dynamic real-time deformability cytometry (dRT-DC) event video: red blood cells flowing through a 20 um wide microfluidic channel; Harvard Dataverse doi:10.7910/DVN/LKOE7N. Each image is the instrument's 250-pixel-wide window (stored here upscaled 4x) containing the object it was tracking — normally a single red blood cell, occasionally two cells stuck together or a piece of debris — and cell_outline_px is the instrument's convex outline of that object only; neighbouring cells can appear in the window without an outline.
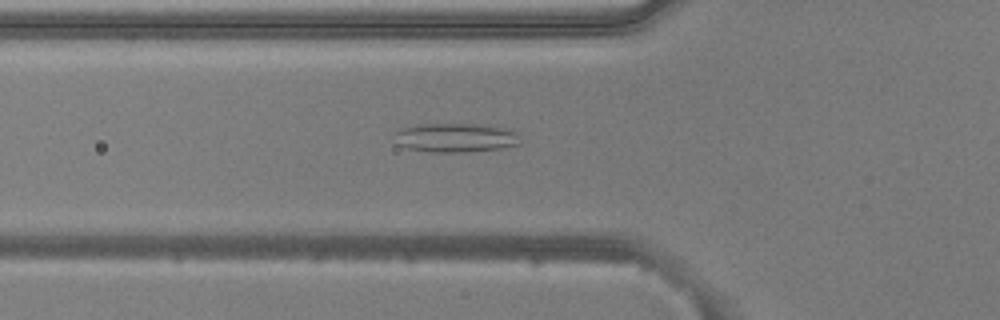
{"species": "common noctule bat (a hibernating species)", "species_latin": "Nyctalus noctula", "temperature_condition": "warm", "stored_images_in_passage": 40, "camera_frame_rate_fps": 3000, "um_per_image_px": 0.085, "animal": {"sex": "male", "body_mass_g": 20.5, "forearm_length_mm": 52.5}, "frame": {"image": 1, "passage_image": 7, "time_ms": 2.0, "image_size_px": [1000, 320], "cell_outline_px": [[520, 144], [500, 148], [464, 152], [428, 152], [408, 148], [396, 144], [396, 132], [400, 128], [416, 124], [484, 124], [516, 132]], "centroid_in_image_um": [38.67, 11.7], "position_along_channel_um": 87.1, "area_um2": 21.15}}
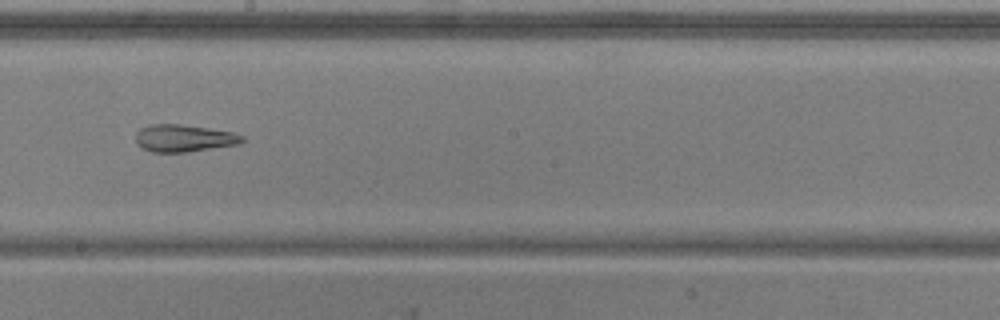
{"frame": {"image": 2, "passage_image": 18, "time_ms": 5.667, "image_size_px": [1000, 320], "cell_outline_px": [[244, 140], [240, 144], [188, 152], [152, 152], [140, 148], [136, 144], [136, 132], [140, 128], [148, 124], [180, 124], [208, 128], [232, 132], [244, 136]], "centroid_in_image_um": [15.6, 11.75], "position_along_channel_um": 232.6, "area_um2": 17.11}}
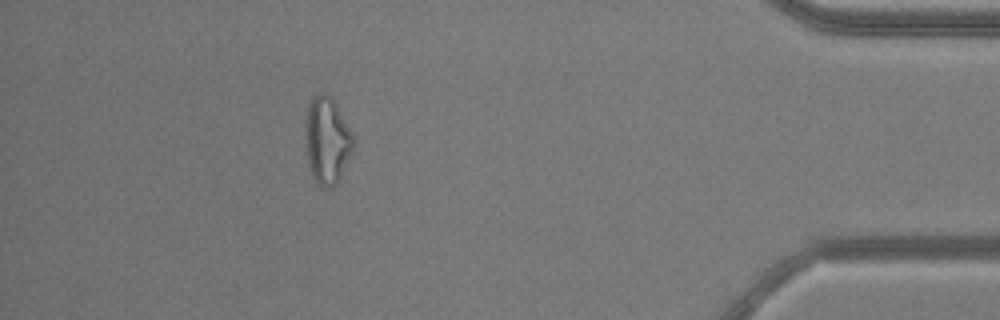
{"frame": {"image": 3, "passage_image": 35, "time_ms": 11.333, "image_size_px": [1000, 320], "cell_outline_px": [[356, 140], [352, 152], [340, 180], [332, 188], [324, 188], [312, 176], [308, 160], [304, 124], [308, 100], [316, 92], [324, 92], [332, 96], [356, 136]], "centroid_in_image_um": [27.83, 11.86], "position_along_channel_um": 407.4, "area_um2": 25.2}}